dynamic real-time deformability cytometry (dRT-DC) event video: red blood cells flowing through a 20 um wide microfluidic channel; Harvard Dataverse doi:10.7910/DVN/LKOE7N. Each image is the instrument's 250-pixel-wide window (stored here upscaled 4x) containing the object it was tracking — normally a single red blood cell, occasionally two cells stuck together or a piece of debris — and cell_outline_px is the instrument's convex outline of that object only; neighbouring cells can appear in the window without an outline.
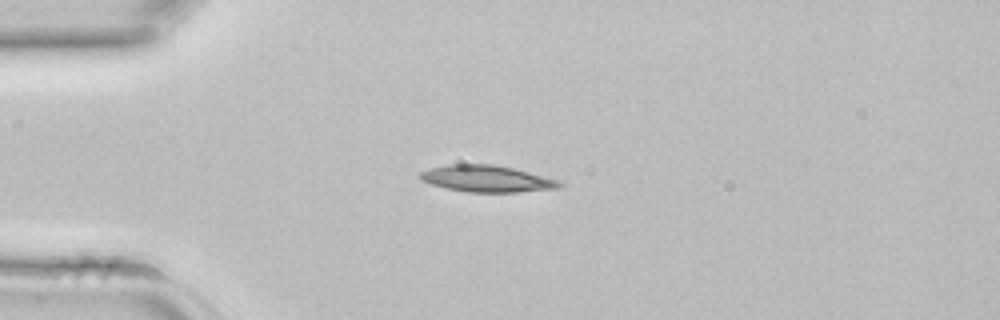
{"species": "common noctule bat (a hibernating species)", "species_latin": "Nyctalus noctula", "temperature_condition": "room temperature", "stored_images_in_passage": 2, "camera_frame_rate_fps": 3000, "um_per_image_px": 0.085, "animal": {"sex": "female", "body_mass_g": 22.7, "forearm_length_mm": 54.2}, "frame": {"image": 1, "passage_image": 2, "time_ms": 0.333, "image_size_px": [1000, 320], "cell_outline_px": [[564, 184], [556, 188], [516, 192], [468, 192], [448, 188], [432, 184], [420, 180], [416, 176], [420, 172], [432, 168], [448, 164], [492, 164], [512, 168], [556, 180]], "centroid_in_image_um": [41.29, 15.19], "position_along_channel_um": 43.7, "area_um2": 21.21}}